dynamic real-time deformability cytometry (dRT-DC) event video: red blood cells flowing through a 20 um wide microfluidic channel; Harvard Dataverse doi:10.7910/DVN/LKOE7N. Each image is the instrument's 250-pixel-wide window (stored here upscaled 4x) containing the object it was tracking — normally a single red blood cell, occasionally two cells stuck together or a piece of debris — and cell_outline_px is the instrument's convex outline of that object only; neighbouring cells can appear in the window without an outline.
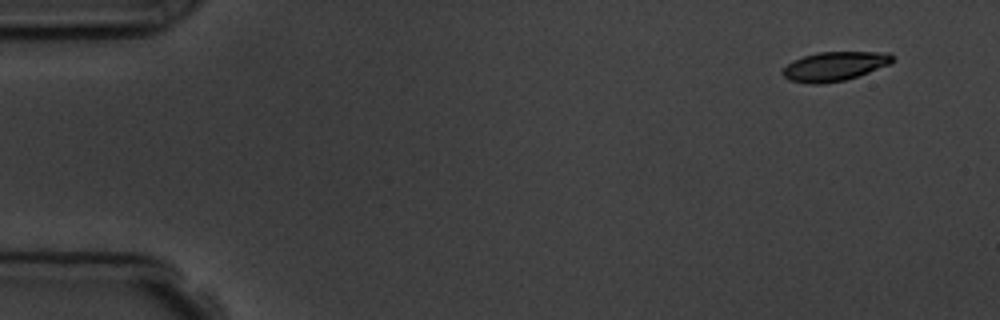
{"species": "common noctule bat (a hibernating species)", "species_latin": "Nyctalus noctula", "temperature_condition": "room temperature", "stored_images_in_passage": 7, "camera_frame_rate_fps": 3000, "um_per_image_px": 0.085, "animal": {"sex": "male", "body_mass_g": 19.5, "forearm_length_mm": 54.6}, "frame": {"image": 1, "passage_image": 1, "time_ms": 0.0, "image_size_px": [1000, 320], "cell_outline_px": [[892, 60], [888, 64], [868, 72], [844, 80], [820, 84], [812, 84], [788, 80], [780, 72], [792, 60], [816, 52], [888, 52], [892, 56]], "centroid_in_image_um": [70.87, 5.63], "position_along_channel_um": 14.1, "area_um2": 18.44}}
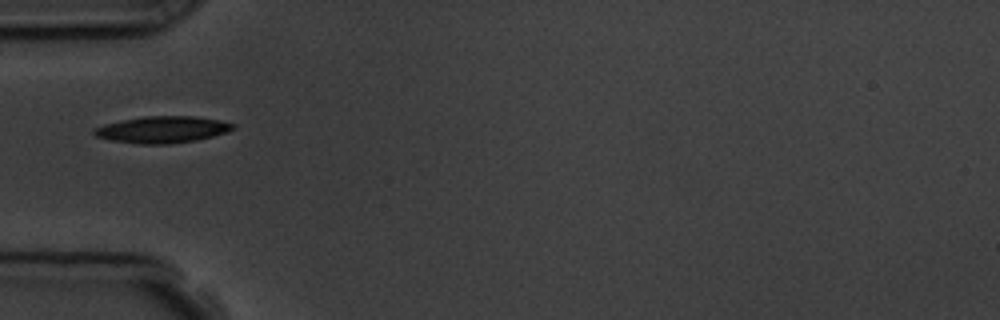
{"frame": {"image": 2, "passage_image": 5, "time_ms": 4.667, "image_size_px": [1000, 320], "cell_outline_px": [[236, 128], [228, 132], [196, 140], [172, 144], [140, 144], [112, 140], [96, 136], [92, 132], [92, 128], [104, 124], [144, 116], [192, 116], [220, 120], [236, 124]], "centroid_in_image_um": [13.82, 11.01], "position_along_channel_um": 71.2, "area_um2": 21.62}}